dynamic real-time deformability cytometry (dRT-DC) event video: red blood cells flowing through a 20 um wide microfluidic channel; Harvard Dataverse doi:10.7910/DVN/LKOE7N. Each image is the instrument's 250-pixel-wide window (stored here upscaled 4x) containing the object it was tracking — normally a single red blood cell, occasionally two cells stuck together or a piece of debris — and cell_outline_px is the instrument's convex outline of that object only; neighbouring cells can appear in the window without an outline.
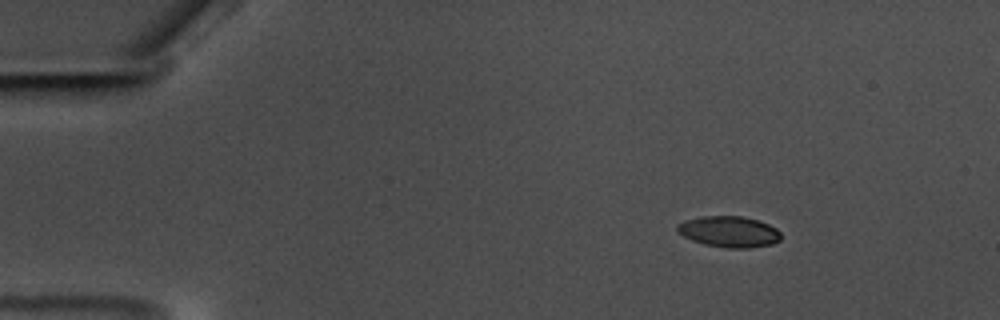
{"species": "common noctule bat (a hibernating species)", "species_latin": "Nyctalus noctula", "temperature_condition": "warm", "stored_images_in_passage": 59, "camera_frame_rate_fps": 3000, "um_per_image_px": 0.085, "animal": {"sex": "male", "body_mass_g": 17.5, "forearm_length_mm": 52.3}, "frame": {"image": 1, "passage_image": 9, "time_ms": 2.667, "image_size_px": [1000, 320], "cell_outline_px": [[780, 240], [772, 244], [748, 248], [728, 248], [704, 244], [692, 240], [676, 232], [676, 224], [684, 220], [704, 216], [740, 216], [756, 220], [768, 224], [776, 228], [780, 232]], "centroid_in_image_um": [61.94, 19.69], "position_along_channel_um": 23.1, "area_um2": 18.73}}
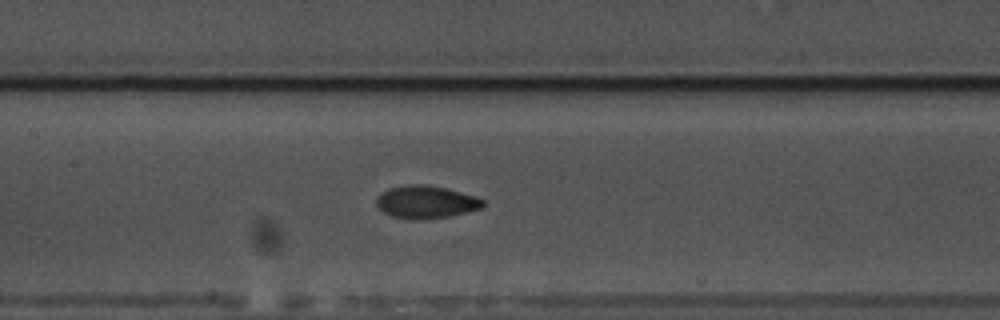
{"frame": {"image": 2, "passage_image": 29, "time_ms": 9.333, "image_size_px": [1000, 320], "cell_outline_px": [[484, 208], [468, 212], [448, 216], [416, 220], [412, 220], [392, 216], [384, 212], [376, 204], [376, 196], [380, 192], [388, 188], [408, 184], [424, 184], [444, 188], [476, 196], [484, 200]], "centroid_in_image_um": [36.19, 17.17], "position_along_channel_um": 171.2, "area_um2": 20.4}}
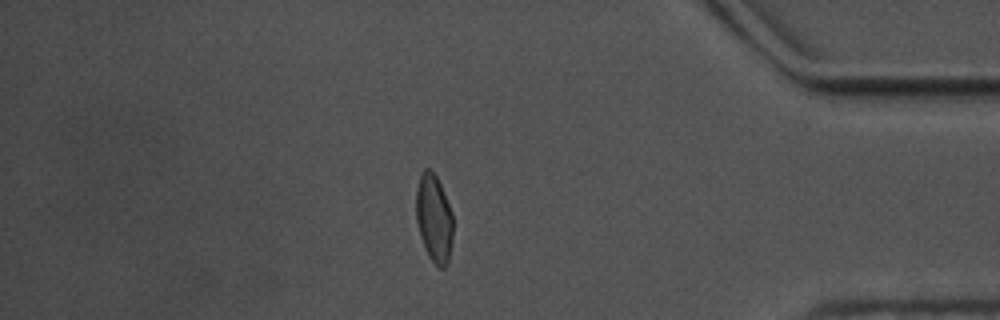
{"frame": {"image": 3, "passage_image": 51, "time_ms": 16.667, "image_size_px": [1000, 320], "cell_outline_px": [[452, 240], [448, 264], [444, 268], [440, 268], [428, 256], [424, 248], [420, 236], [416, 220], [416, 192], [420, 176], [424, 168], [428, 168], [436, 176], [440, 184], [452, 212]], "centroid_in_image_um": [36.88, 18.58], "position_along_channel_um": 398.3, "area_um2": 18.84}, "authors_computed_cell_mechanics": {"area_um2": 19.2474, "velocity_mm_per_s": 3.527, "shape_relaxation_time_tau1_ms": 4.1151, "shape_relaxation_time_tau2_ms": 1.4061, "deformation_change_tau1": 0.1425, "deformation_change_tau2": 0.0579}}